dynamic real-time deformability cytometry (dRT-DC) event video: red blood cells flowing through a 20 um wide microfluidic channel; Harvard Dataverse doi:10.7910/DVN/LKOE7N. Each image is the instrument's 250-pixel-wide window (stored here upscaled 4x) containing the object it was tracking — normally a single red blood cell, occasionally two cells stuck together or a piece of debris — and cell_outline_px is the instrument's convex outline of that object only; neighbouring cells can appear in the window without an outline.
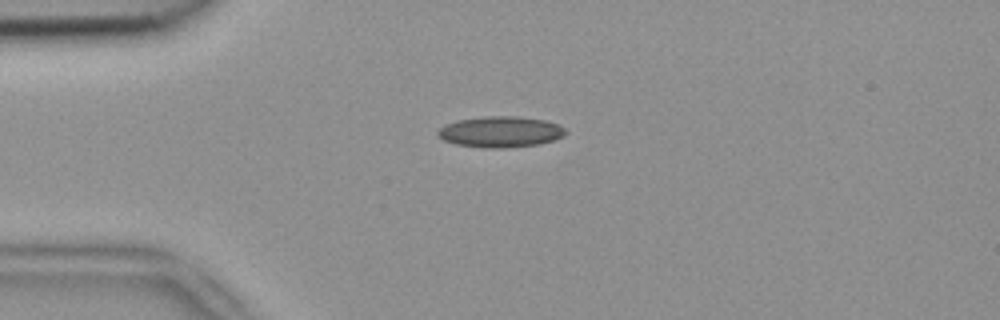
{"species": "common noctule bat (a hibernating species)", "species_latin": "Nyctalus noctula", "temperature_condition": "room temperature", "stored_images_in_passage": 4, "camera_frame_rate_fps": 3000, "um_per_image_px": 0.085, "animal": {"sex": "female", "body_mass_g": 18.4}, "frame": {"image": 1, "passage_image": 1, "time_ms": 0.0, "image_size_px": [1000, 320], "cell_outline_px": [[568, 132], [564, 136], [540, 144], [504, 148], [484, 148], [456, 144], [444, 140], [436, 136], [436, 132], [440, 128], [456, 120], [484, 116], [516, 116], [544, 120], [556, 124], [564, 128]], "centroid_in_image_um": [42.52, 11.21], "position_along_channel_um": 42.5, "area_um2": 23.06}}